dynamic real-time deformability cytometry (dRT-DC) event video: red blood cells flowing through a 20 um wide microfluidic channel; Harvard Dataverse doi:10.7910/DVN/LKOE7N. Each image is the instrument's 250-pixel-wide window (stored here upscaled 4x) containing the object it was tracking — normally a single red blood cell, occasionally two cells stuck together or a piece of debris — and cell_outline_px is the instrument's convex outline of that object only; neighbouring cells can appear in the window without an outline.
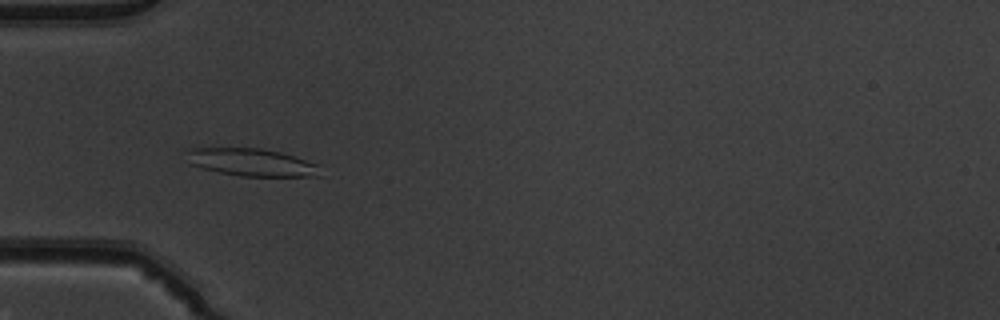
{"species": "common noctule bat (a hibernating species)", "species_latin": "Nyctalus noctula", "temperature_condition": "warm", "stored_images_in_passage": 53, "camera_frame_rate_fps": 3000, "um_per_image_px": 0.085, "animal": {"sex": "male", "body_mass_g": 19.5, "forearm_length_mm": 54.6}, "frame": {"image": 1, "passage_image": 18, "time_ms": 5.667, "image_size_px": [1000, 320], "cell_outline_px": [[324, 176], [240, 176], [200, 168], [188, 164], [188, 148], [260, 148], [280, 152], [316, 164]], "centroid_in_image_um": [21.35, 13.8], "position_along_channel_um": 63.6, "area_um2": 21.33}}
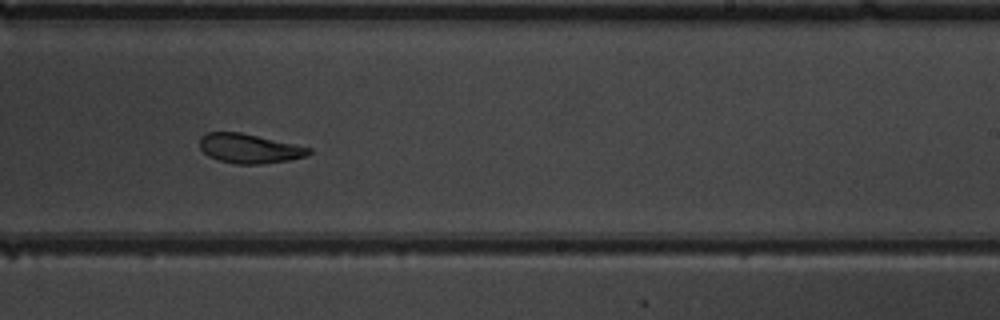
{"frame": {"image": 2, "passage_image": 34, "time_ms": 11.0, "image_size_px": [1000, 320], "cell_outline_px": [[312, 152], [304, 156], [288, 160], [260, 164], [236, 164], [220, 160], [208, 156], [200, 148], [200, 136], [208, 132], [240, 132], [312, 148]], "centroid_in_image_um": [21.17, 12.62], "position_along_channel_um": 267.8, "area_um2": 18.5}}
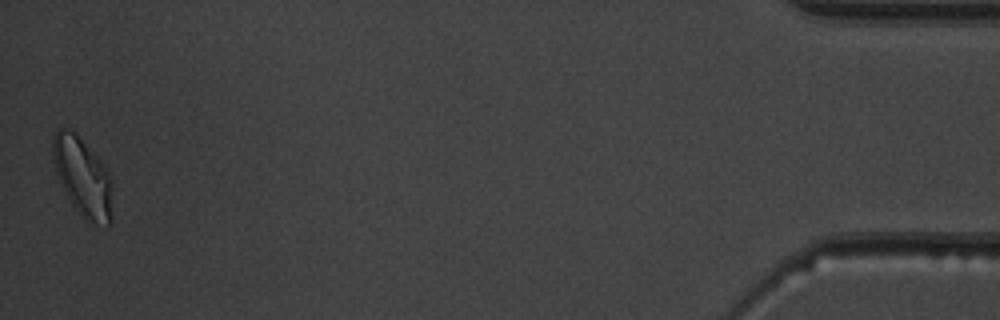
{"frame": {"image": 3, "passage_image": 53, "time_ms": 17.333, "image_size_px": [1000, 320], "cell_outline_px": [[112, 224], [108, 224], [88, 220], [72, 204], [56, 172], [52, 160], [52, 136], [60, 128], [68, 128], [76, 132], [100, 160], [112, 184]], "centroid_in_image_um": [7.01, 14.98], "position_along_channel_um": 428.2, "area_um2": 26.82}, "authors_computed_cell_mechanics": {"area_um2": 21.3282, "velocity_mm_per_s": 3.8838, "shape_relaxation_time_tau1_ms": 5.3125, "shape_relaxation_time_tau2_ms": 2.1331, "deformation_change_tau1": 0.1679, "deformation_change_tau2": 0.0856}}